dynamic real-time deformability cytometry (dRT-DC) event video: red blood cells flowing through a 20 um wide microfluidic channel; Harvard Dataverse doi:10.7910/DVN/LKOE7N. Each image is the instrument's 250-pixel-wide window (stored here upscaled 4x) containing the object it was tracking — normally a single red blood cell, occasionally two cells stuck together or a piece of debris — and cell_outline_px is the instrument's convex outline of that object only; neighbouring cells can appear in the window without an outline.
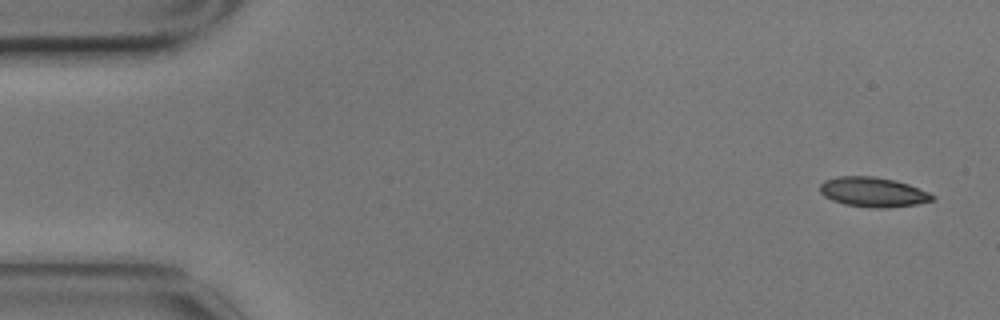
{"species": "common noctule bat (a hibernating species)", "species_latin": "Nyctalus noctula", "temperature_condition": "cold", "stored_images_in_passage": 4, "camera_frame_rate_fps": 3000, "um_per_image_px": 0.085, "animal": {"sex": "male", "body_mass_g": 17.9}, "frame": {"image": 1, "passage_image": 1, "time_ms": 0.0, "image_size_px": [1000, 320], "cell_outline_px": [[936, 200], [916, 204], [888, 208], [876, 208], [844, 204], [832, 200], [824, 196], [820, 192], [820, 184], [824, 180], [836, 176], [872, 176], [896, 180], [908, 184], [928, 192], [936, 196]], "centroid_in_image_um": [74.21, 16.32], "position_along_channel_um": 10.8, "area_um2": 19.59}}
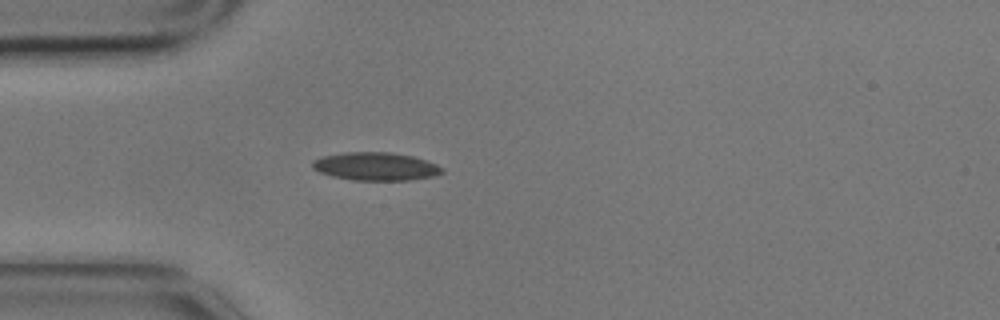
{"frame": {"image": 2, "passage_image": 4, "time_ms": 1.0, "image_size_px": [1000, 320], "cell_outline_px": [[444, 172], [436, 176], [408, 180], [352, 180], [332, 176], [320, 172], [312, 168], [312, 160], [320, 156], [344, 152], [388, 152], [412, 156], [436, 164], [444, 168]], "centroid_in_image_um": [31.92, 14.14], "position_along_channel_um": 53.1, "area_um2": 21.33}}